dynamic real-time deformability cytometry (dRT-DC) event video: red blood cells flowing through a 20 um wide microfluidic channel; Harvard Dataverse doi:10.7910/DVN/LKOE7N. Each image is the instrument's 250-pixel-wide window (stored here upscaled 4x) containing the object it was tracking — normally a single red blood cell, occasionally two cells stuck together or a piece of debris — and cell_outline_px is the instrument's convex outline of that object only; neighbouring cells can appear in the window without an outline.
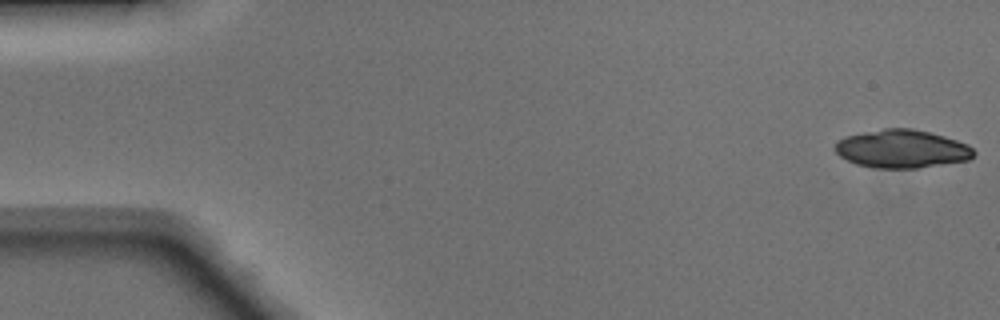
{"species": "Egyptian fruit bat (a non-hibernating species)", "species_latin": "Rousettus aegyptiacus", "temperature_condition": "warm", "stored_images_in_passage": 21, "segment_of_instrument_passage": [1, 2], "camera_frame_rate_fps": 3000, "um_per_image_px": 0.085, "animal": {"sex": "male"}, "frame": {"image": 1, "passage_image": 1, "time_ms": 0.0, "image_size_px": [1000, 320], "cell_outline_px": [[976, 152], [968, 160], [916, 168], [872, 168], [856, 164], [840, 156], [832, 148], [836, 140], [844, 136], [884, 128], [912, 128], [944, 136], [968, 144]], "centroid_in_image_um": [76.61, 12.65], "position_along_channel_um": 8.4, "area_um2": 30.98}}
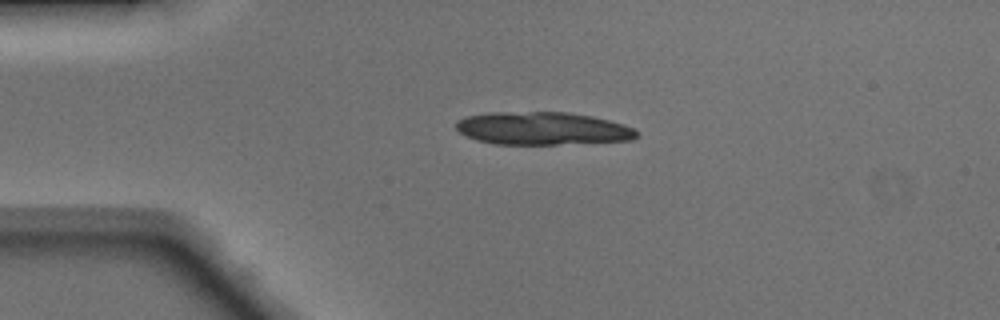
{"frame": {"image": 2, "passage_image": 11, "time_ms": 3.333, "image_size_px": [1000, 320], "cell_outline_px": [[640, 132], [632, 140], [556, 144], [496, 144], [476, 140], [460, 132], [456, 128], [456, 120], [464, 116], [488, 112], [568, 112], [592, 116], [624, 124]], "centroid_in_image_um": [46.08, 10.91], "position_along_channel_um": 38.9, "area_um2": 34.62}}